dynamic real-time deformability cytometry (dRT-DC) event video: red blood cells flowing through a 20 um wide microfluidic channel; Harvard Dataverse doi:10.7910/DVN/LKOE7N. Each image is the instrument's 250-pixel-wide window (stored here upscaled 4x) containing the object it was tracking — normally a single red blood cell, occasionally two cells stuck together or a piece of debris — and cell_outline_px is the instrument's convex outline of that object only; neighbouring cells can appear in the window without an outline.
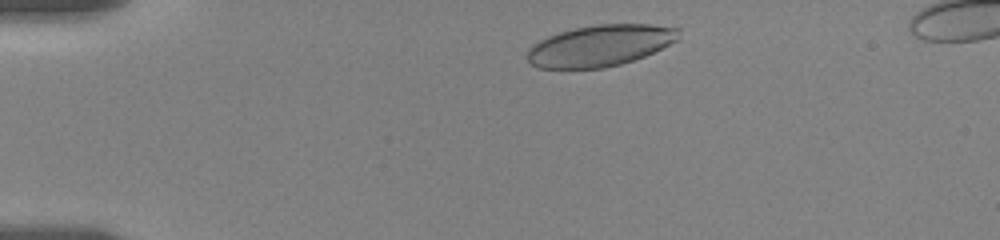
{"species": "human", "species_latin": "Homo sapiens", "temperature_condition": "room temperature", "stored_images_in_passage": 7, "camera_frame_rate_fps": 3000, "um_per_image_px": 0.085, "donor": {"sex": "female"}, "frame": {"image": 1, "passage_image": 2, "time_ms": 0.667, "image_size_px": [1000, 240], "cell_outline_px": [[680, 40], [644, 56], [620, 64], [604, 68], [540, 68], [532, 64], [528, 60], [528, 48], [532, 44], [548, 36], [560, 32], [576, 28], [600, 24], [648, 24], [680, 28]], "centroid_in_image_um": [51.05, 3.87], "position_along_channel_um": 34.0, "area_um2": 36.36}}
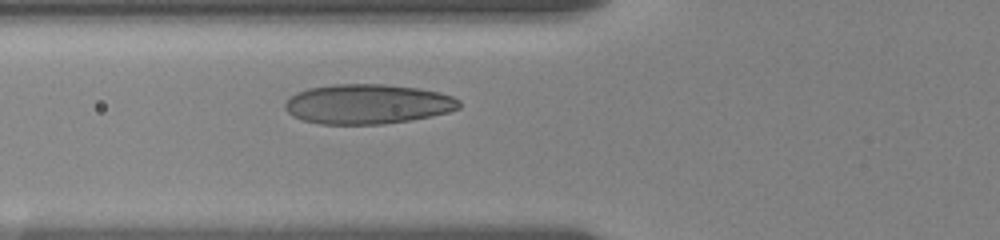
{"frame": {"image": 2, "passage_image": 7, "time_ms": 4.0, "image_size_px": [1000, 240], "cell_outline_px": [[460, 108], [448, 112], [432, 116], [408, 120], [380, 124], [320, 124], [304, 120], [292, 116], [284, 108], [284, 104], [296, 92], [308, 88], [332, 84], [384, 84], [416, 88], [440, 92], [452, 96], [460, 100]], "centroid_in_image_um": [31.24, 8.84], "position_along_channel_um": 94.6, "area_um2": 40.34}}